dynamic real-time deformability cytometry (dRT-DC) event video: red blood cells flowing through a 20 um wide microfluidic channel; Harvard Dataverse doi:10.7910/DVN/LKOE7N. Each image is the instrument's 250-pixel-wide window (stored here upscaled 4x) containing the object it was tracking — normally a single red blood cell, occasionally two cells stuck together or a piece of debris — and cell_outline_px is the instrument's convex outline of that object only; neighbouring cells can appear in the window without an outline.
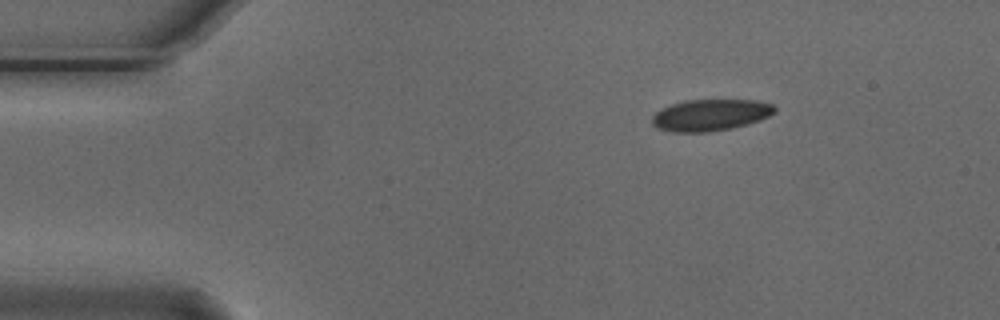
{"species": "Egyptian fruit bat (a non-hibernating species)", "species_latin": "Rousettus aegyptiacus", "temperature_condition": "cold", "stored_images_in_passage": 3, "camera_frame_rate_fps": 3000, "um_per_image_px": 0.085, "animal": {"sex": "male"}, "frame": {"image": 1, "passage_image": 1, "time_ms": 0.0, "image_size_px": [1000, 320], "cell_outline_px": [[776, 112], [760, 120], [748, 124], [708, 132], [672, 132], [656, 128], [652, 124], [652, 116], [660, 108], [684, 100], [756, 100], [772, 104], [776, 108]], "centroid_in_image_um": [60.36, 9.77], "position_along_channel_um": 24.6, "area_um2": 22.6}}